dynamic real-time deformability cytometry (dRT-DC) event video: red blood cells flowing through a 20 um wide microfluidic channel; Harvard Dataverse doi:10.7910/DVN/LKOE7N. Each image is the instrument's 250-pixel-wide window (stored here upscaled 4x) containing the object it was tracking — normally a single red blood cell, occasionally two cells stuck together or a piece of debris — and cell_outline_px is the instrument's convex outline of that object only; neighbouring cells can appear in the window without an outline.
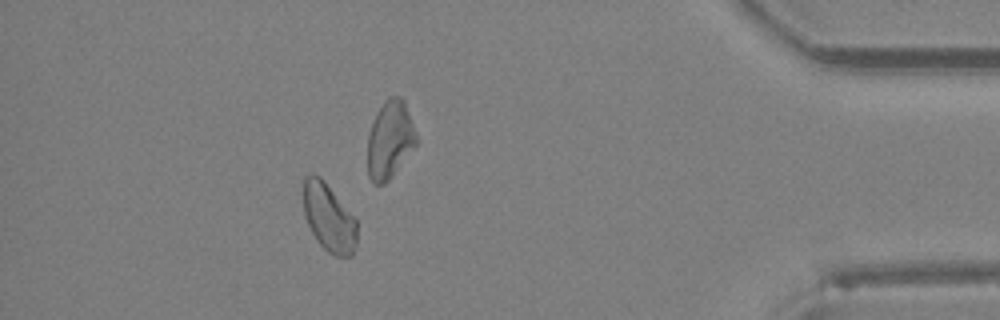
{"species": "Egyptian fruit bat (a non-hibernating species)", "species_latin": "Rousettus aegyptiacus", "temperature_condition": "room temperature", "stored_images_in_passage": 23, "camera_frame_rate_fps": 3000, "um_per_image_px": 0.085, "animal": {"sex": "female"}, "frame": {"image": 1, "passage_image": 20, "time_ms": 6.333, "image_size_px": [1000, 320], "cell_outline_px": [[356, 248], [352, 256], [336, 256], [328, 252], [316, 240], [304, 216], [304, 176], [320, 176], [324, 180], [356, 220]], "centroid_in_image_um": [27.95, 18.53], "position_along_channel_um": 407.2, "area_um2": 20.92}}